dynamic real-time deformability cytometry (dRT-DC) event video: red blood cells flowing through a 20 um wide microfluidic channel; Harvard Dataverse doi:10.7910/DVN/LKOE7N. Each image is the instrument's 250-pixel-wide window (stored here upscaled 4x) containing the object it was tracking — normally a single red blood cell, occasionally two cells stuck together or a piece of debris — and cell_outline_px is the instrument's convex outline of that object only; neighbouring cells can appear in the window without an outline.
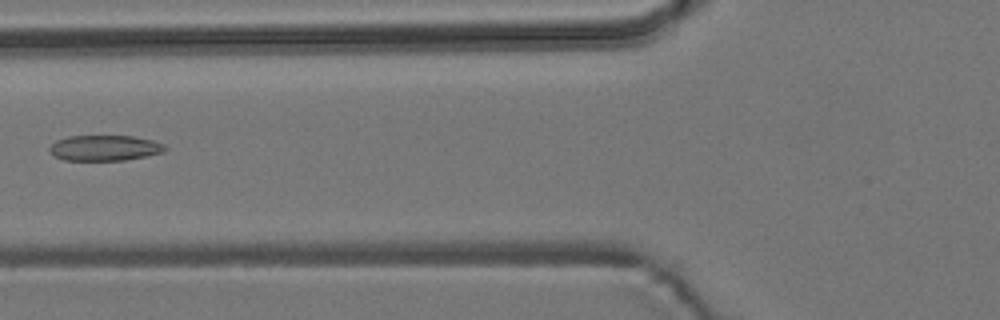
{"species": "common noctule bat (a hibernating species)", "species_latin": "Nyctalus noctula", "temperature_condition": "room temperature", "stored_images_in_passage": 3, "camera_frame_rate_fps": 3000, "um_per_image_px": 0.085, "animal": {"sex": "male", "body_mass_g": 19.2, "forearm_length_mm": 51.8}, "frame": {"image": 1, "passage_image": 2, "time_ms": 1.333, "image_size_px": [1000, 320], "cell_outline_px": [[168, 148], [164, 152], [124, 160], [64, 160], [56, 156], [48, 148], [56, 140], [68, 136], [132, 136], [152, 140], [164, 144]], "centroid_in_image_um": [8.91, 12.57], "position_along_channel_um": 116.9, "area_um2": 17.05}}
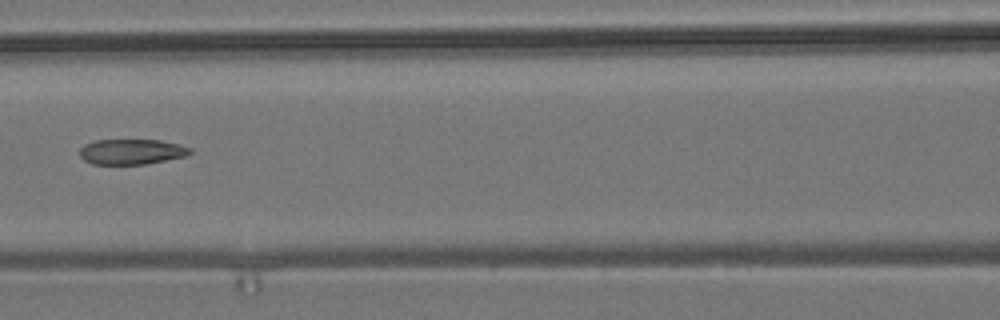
{"frame": {"image": 2, "passage_image": 3, "time_ms": 2.333, "image_size_px": [1000, 320], "cell_outline_px": [[192, 152], [188, 156], [144, 164], [92, 164], [84, 160], [80, 156], [80, 148], [84, 144], [96, 140], [160, 140], [180, 144], [192, 148]], "centroid_in_image_um": [11.21, 12.89], "position_along_channel_um": 155.4, "area_um2": 16.42}}